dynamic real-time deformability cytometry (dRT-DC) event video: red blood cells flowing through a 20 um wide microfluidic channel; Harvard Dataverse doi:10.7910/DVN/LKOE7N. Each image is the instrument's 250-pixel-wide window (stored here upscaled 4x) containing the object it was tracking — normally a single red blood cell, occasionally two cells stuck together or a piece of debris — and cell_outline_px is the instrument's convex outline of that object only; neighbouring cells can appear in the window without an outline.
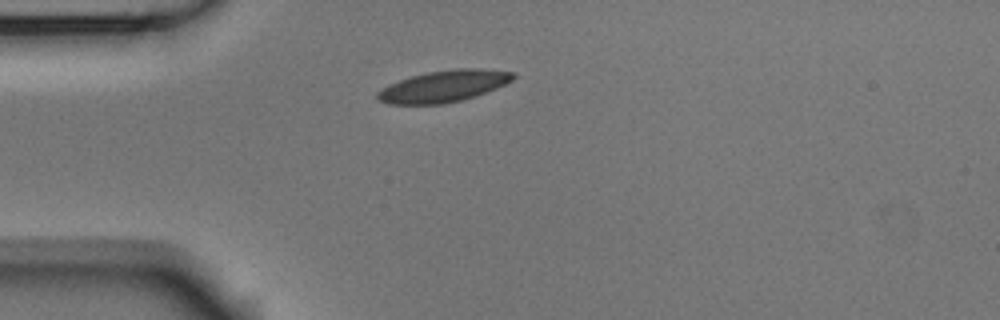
{"species": "Egyptian fruit bat (a non-hibernating species)", "species_latin": "Rousettus aegyptiacus", "temperature_condition": "room temperature", "stored_images_in_passage": 33, "camera_frame_rate_fps": 3000, "um_per_image_px": 0.085, "animal": {"sex": "male"}, "frame": {"image": 1, "passage_image": 1, "time_ms": 0.0, "image_size_px": [1000, 320], "cell_outline_px": [[516, 76], [512, 80], [496, 88], [476, 96], [444, 104], [388, 104], [380, 100], [376, 96], [376, 92], [388, 84], [412, 76], [428, 72], [456, 68], [480, 68], [516, 72]], "centroid_in_image_um": [37.73, 7.32], "position_along_channel_um": 47.3, "area_um2": 24.97}}
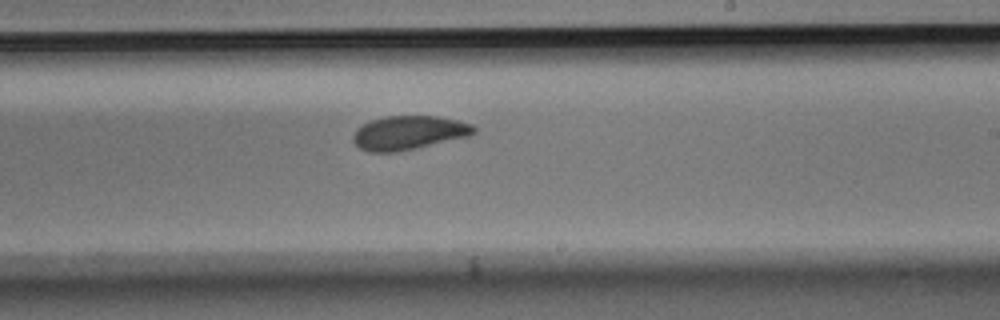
{"frame": {"image": 2, "passage_image": 19, "time_ms": 6.0, "image_size_px": [1000, 320], "cell_outline_px": [[476, 132], [468, 136], [416, 148], [396, 152], [368, 152], [360, 148], [352, 140], [352, 136], [356, 128], [372, 120], [384, 116], [440, 116], [472, 124], [476, 128]], "centroid_in_image_um": [34.73, 11.28], "position_along_channel_um": 254.3, "area_um2": 23.81}}
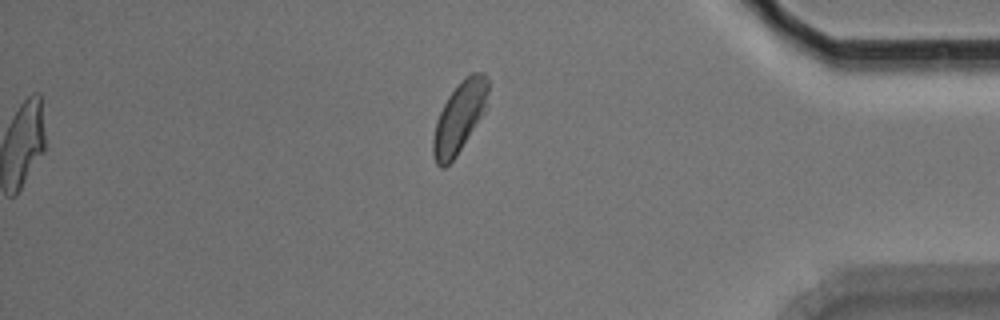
{"frame": {"image": 3, "passage_image": 33, "time_ms": 10.667, "image_size_px": [1000, 320], "cell_outline_px": [[488, 108], [456, 156], [444, 168], [440, 168], [436, 164], [432, 152], [432, 140], [436, 120], [448, 96], [456, 84], [460, 80], [472, 72], [484, 72], [488, 80]], "centroid_in_image_um": [39.07, 9.95], "position_along_channel_um": 396.1, "area_um2": 23.06}, "authors_computed_cell_mechanics": {"area_um2": 24.1026, "velocity_mm_per_s": 3.6915, "shape_relaxation_time_tau1_ms": 3.3379, "shape_relaxation_time_tau2_ms": 1.7844, "deformation_change_tau1": 0.0884, "deformation_change_tau2": 0.0446}}